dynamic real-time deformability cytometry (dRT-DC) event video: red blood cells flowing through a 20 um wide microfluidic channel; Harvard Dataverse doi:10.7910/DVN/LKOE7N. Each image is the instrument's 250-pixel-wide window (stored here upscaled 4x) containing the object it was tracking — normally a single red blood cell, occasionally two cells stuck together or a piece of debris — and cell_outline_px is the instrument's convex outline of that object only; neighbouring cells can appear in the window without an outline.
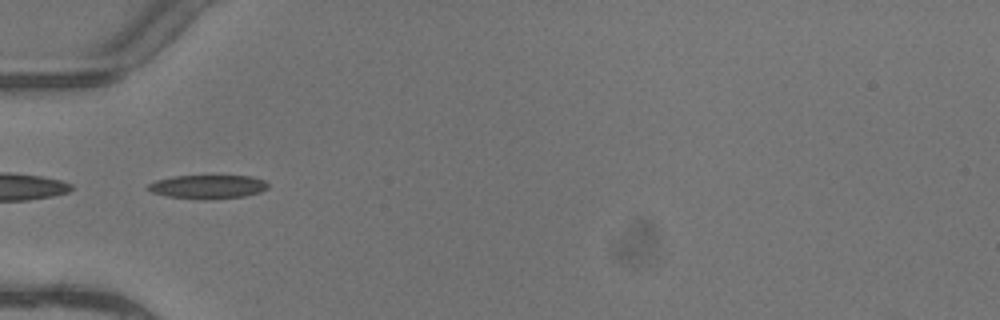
{"species": "common noctule bat (a hibernating species)", "species_latin": "Nyctalus noctula", "temperature_condition": "warm", "stored_images_in_passage": 6, "camera_frame_rate_fps": 3000, "um_per_image_px": 0.085, "animal": {"sex": "female"}, "frame": {"image": 1, "passage_image": 5, "time_ms": 1.333, "image_size_px": [1000, 320], "cell_outline_px": [[268, 188], [260, 192], [244, 196], [208, 200], [168, 196], [152, 192], [148, 188], [148, 184], [156, 180], [172, 176], [252, 176], [264, 180], [268, 184]], "centroid_in_image_um": [17.69, 15.87], "position_along_channel_um": 67.3, "area_um2": 16.53}}
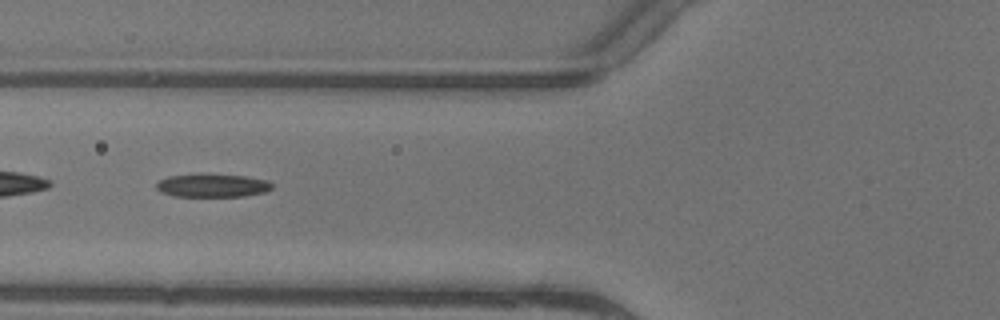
{"frame": {"image": 2, "passage_image": 6, "time_ms": 1.667, "image_size_px": [1000, 320], "cell_outline_px": [[272, 188], [264, 192], [244, 196], [172, 196], [160, 192], [156, 188], [156, 184], [160, 180], [168, 176], [244, 176], [268, 180], [272, 184]], "centroid_in_image_um": [18.06, 15.8], "position_along_channel_um": 107.7, "area_um2": 14.97}}